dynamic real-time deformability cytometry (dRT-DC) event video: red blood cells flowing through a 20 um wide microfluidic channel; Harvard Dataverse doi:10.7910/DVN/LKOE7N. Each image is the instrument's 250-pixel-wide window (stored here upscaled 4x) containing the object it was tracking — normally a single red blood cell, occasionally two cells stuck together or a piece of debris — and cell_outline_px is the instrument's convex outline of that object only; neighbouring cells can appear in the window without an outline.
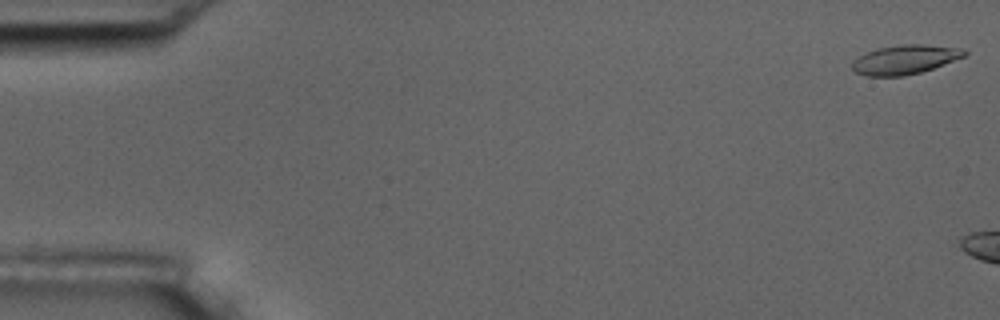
{"species": "common noctule bat (a hibernating species)", "species_latin": "Nyctalus noctula", "temperature_condition": "room temperature", "stored_images_in_passage": 4, "camera_frame_rate_fps": 3000, "um_per_image_px": 0.085, "animal": {"sex": "male", "body_mass_g": 17.5, "forearm_length_mm": 52.3}, "frame": {"image": 1, "passage_image": 1, "time_ms": 0.0, "image_size_px": [1000, 320], "cell_outline_px": [[968, 52], [964, 56], [932, 68], [920, 72], [904, 76], [868, 76], [856, 72], [852, 68], [852, 60], [868, 52], [880, 48], [904, 44], [920, 44], [964, 48]], "centroid_in_image_um": [76.92, 5.06], "position_along_channel_um": 8.1, "area_um2": 18.79}}